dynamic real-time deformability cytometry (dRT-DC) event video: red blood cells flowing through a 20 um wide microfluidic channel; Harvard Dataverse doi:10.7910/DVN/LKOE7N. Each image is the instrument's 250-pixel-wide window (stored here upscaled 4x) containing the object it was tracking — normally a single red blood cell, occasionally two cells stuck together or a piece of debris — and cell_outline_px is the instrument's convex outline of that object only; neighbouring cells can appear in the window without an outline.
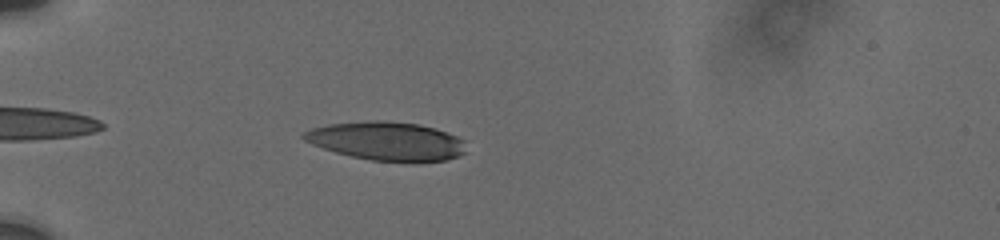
{"species": "human", "species_latin": "Homo sapiens", "temperature_condition": "cold", "stored_images_in_passage": 58, "camera_frame_rate_fps": 3000, "um_per_image_px": 0.085, "donor": {"sex": "male"}, "frame": {"image": 1, "passage_image": 5, "time_ms": 1.333, "image_size_px": [1000, 240], "cell_outline_px": [[464, 152], [460, 156], [448, 160], [372, 160], [352, 156], [336, 152], [312, 144], [304, 140], [300, 136], [304, 132], [312, 128], [328, 124], [376, 120], [416, 124], [432, 128], [456, 136], [464, 140]], "centroid_in_image_um": [32.83, 11.98], "position_along_channel_um": 52.2, "area_um2": 35.55}}
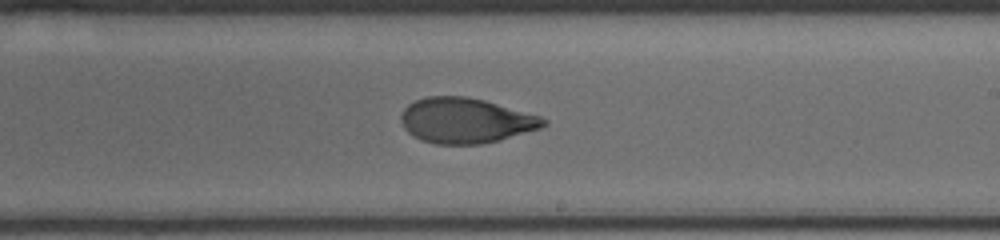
{"frame": {"image": 2, "passage_image": 32, "time_ms": 7.333, "image_size_px": [1000, 240], "cell_outline_px": [[548, 124], [540, 128], [500, 140], [480, 144], [436, 144], [420, 140], [412, 136], [404, 128], [400, 120], [400, 116], [404, 108], [408, 104], [416, 100], [428, 96], [464, 96], [484, 100], [540, 116], [548, 120]], "centroid_in_image_um": [39.56, 10.25], "position_along_channel_um": 249.4, "area_um2": 37.57}}
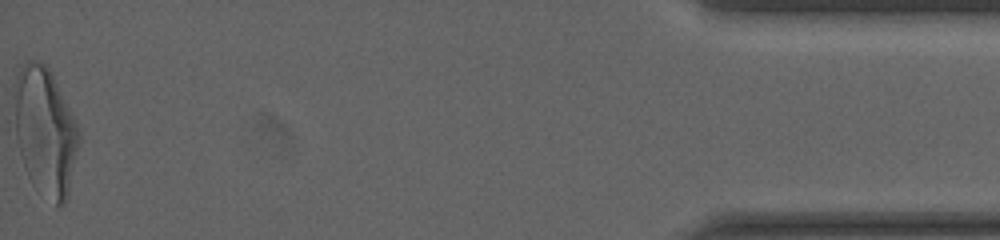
{"frame": {"image": 3, "passage_image": 57, "time_ms": 14.333, "image_size_px": [1000, 240], "cell_outline_px": [[80, 140], [68, 196], [64, 204], [56, 208], [32, 184], [24, 168], [16, 136], [12, 88], [16, 76], [20, 68], [28, 60], [40, 60], [48, 68], [76, 120], [80, 132]], "centroid_in_image_um": [3.83, 11.19], "position_along_channel_um": 431.4, "area_um2": 48.73}, "authors_computed_cell_mechanics": {"area_um2": 38.2636, "velocity_mm_per_s": 3.7595, "shape_relaxation_time_tau1_ms": 6.002, "shape_relaxation_time_tau2_ms": 1.7381, "deformation_change_tau1": 0.2414, "deformation_change_tau2": 0.0727}}